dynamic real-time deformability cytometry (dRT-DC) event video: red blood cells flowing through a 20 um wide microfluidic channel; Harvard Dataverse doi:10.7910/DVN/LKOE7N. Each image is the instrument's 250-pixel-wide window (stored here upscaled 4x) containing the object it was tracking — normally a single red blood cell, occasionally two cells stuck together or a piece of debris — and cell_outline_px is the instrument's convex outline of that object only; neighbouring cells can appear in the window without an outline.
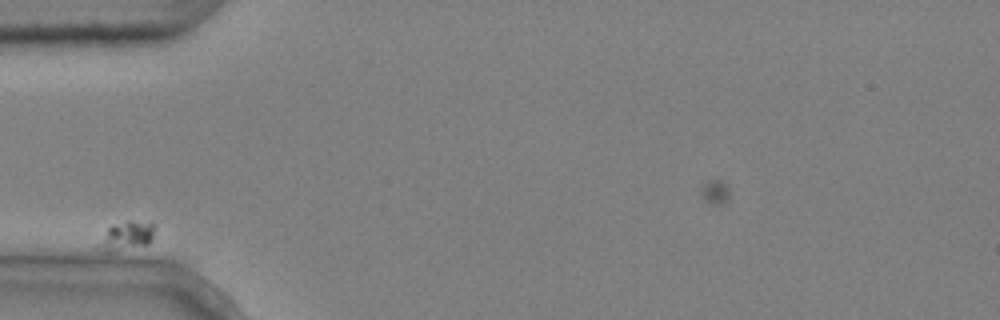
{"species": "common noctule bat (a hibernating species)", "species_latin": "Nyctalus noctula", "temperature_condition": "cold", "stored_images_in_passage": 2, "camera_frame_rate_fps": 3000, "um_per_image_px": 0.085, "animal": {"sex": "male", "body_mass_g": 20.4}, "frame": {"image": 1, "passage_image": 1, "time_ms": 0.0, "image_size_px": [1000, 320], "cell_outline_px": [[156, 228], [152, 240], [148, 244], [112, 252], [104, 252], [92, 248], [108, 228], [112, 224], [124, 220], [152, 220], [156, 224]], "centroid_in_image_um": [10.74, 20.02], "position_along_channel_um": 74.3, "area_um2": 10.29}}